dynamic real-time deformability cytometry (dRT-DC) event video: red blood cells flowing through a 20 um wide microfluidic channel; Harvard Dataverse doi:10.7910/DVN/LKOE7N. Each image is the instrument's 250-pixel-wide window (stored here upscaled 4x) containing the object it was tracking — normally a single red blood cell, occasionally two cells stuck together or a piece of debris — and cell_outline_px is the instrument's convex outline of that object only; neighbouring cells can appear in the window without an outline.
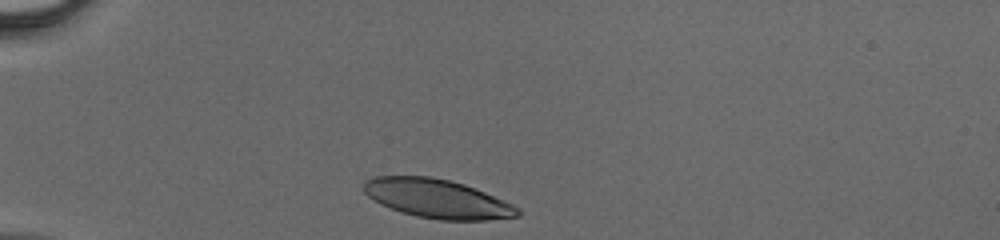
{"species": "human", "species_latin": "Homo sapiens", "temperature_condition": "cold", "stored_images_in_passage": 27, "camera_frame_rate_fps": 3000, "um_per_image_px": 0.085, "donor": {"sex": "male"}, "frame": {"image": 1, "passage_image": 1, "time_ms": 0.0, "image_size_px": [1000, 240], "cell_outline_px": [[520, 216], [488, 220], [440, 220], [416, 216], [380, 204], [368, 196], [364, 192], [364, 180], [376, 176], [432, 176], [464, 184], [484, 192], [512, 204], [520, 208]], "centroid_in_image_um": [37.17, 16.88], "position_along_channel_um": 47.8, "area_um2": 34.68}}
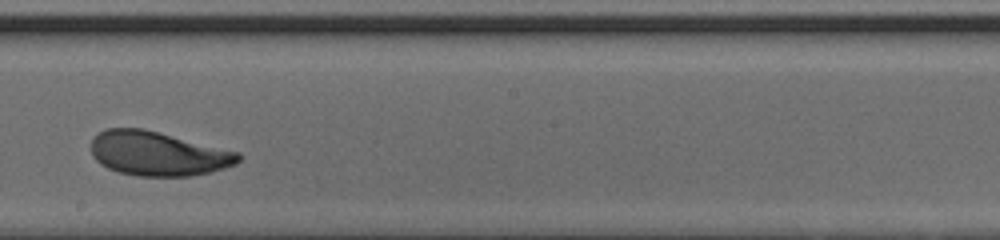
{"frame": {"image": 2, "passage_image": 16, "time_ms": 5.0, "image_size_px": [1000, 240], "cell_outline_px": [[240, 160], [236, 164], [212, 172], [192, 176], [136, 176], [120, 172], [108, 168], [100, 164], [92, 156], [92, 140], [100, 132], [108, 128], [144, 128], [240, 152]], "centroid_in_image_um": [13.45, 13.06], "position_along_channel_um": 234.7, "area_um2": 38.09}}
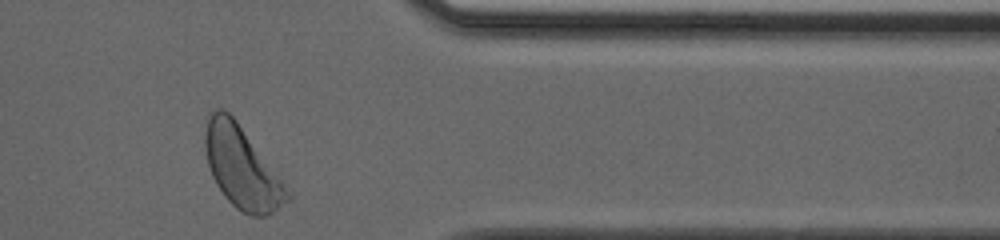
{"frame": {"image": 3, "passage_image": 27, "time_ms": 8.667, "image_size_px": [1000, 240], "cell_outline_px": [[292, 200], [272, 212], [264, 216], [248, 216], [236, 208], [224, 196], [216, 184], [212, 176], [208, 164], [204, 148], [204, 132], [208, 116], [212, 108], [220, 108], [228, 112], [236, 120], [292, 196]], "centroid_in_image_um": [20.51, 14.24], "position_along_channel_um": 390.9, "area_um2": 38.55}}